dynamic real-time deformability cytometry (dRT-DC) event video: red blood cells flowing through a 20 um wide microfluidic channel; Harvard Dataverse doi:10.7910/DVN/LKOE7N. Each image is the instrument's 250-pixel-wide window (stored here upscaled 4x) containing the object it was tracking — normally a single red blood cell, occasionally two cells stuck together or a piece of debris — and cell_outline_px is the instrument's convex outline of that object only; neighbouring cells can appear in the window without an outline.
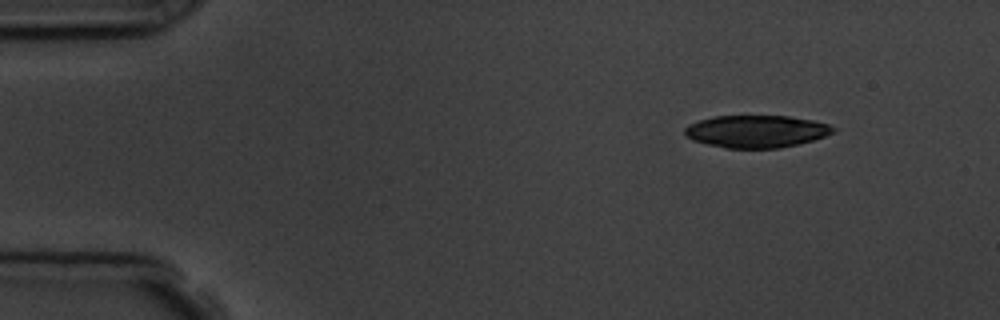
{"species": "common noctule bat (a hibernating species)", "species_latin": "Nyctalus noctula", "temperature_condition": "room temperature", "stored_images_in_passage": 4, "segment_of_instrument_passage": [1, 2], "camera_frame_rate_fps": 3000, "um_per_image_px": 0.085, "animal": {"sex": "male", "body_mass_g": 19.5, "forearm_length_mm": 54.6}, "frame": {"image": 1, "passage_image": 1, "time_ms": 0.0, "image_size_px": [1000, 320], "cell_outline_px": [[836, 128], [832, 132], [824, 136], [812, 140], [796, 144], [776, 148], [724, 148], [692, 140], [684, 136], [684, 128], [688, 124], [700, 120], [716, 116], [788, 116], [812, 120], [828, 124]], "centroid_in_image_um": [64.23, 11.16], "position_along_channel_um": 20.8, "area_um2": 27.8}}